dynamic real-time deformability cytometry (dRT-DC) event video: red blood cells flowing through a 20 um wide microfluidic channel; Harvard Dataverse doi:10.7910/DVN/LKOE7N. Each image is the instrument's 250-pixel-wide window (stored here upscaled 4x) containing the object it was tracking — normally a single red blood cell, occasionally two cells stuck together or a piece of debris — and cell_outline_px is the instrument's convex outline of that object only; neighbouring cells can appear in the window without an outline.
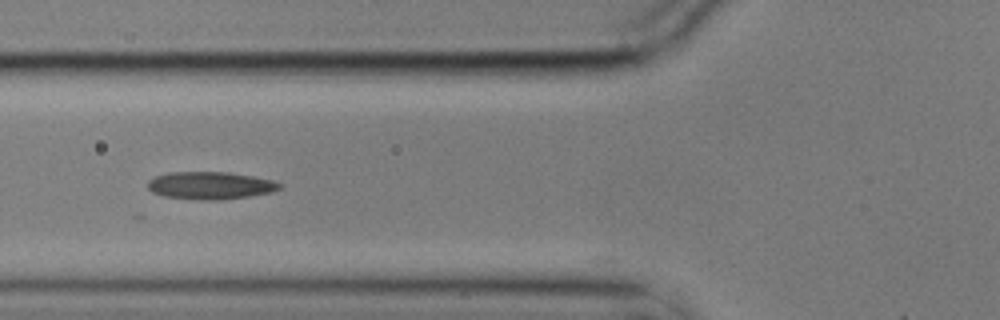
{"species": "common noctule bat (a hibernating species)", "species_latin": "Nyctalus noctula", "temperature_condition": "cold", "stored_images_in_passage": 8, "camera_frame_rate_fps": 3000, "um_per_image_px": 0.085, "animal": {"sex": "male", "body_mass_g": 17.9}, "frame": {"image": 1, "passage_image": 5, "time_ms": 1.333, "image_size_px": [1000, 320], "cell_outline_px": [[284, 184], [280, 188], [272, 192], [248, 196], [220, 200], [200, 200], [164, 196], [152, 192], [148, 188], [148, 180], [156, 176], [168, 172], [228, 172], [252, 176], [272, 180]], "centroid_in_image_um": [17.88, 15.76], "position_along_channel_um": 107.9, "area_um2": 21.15}}
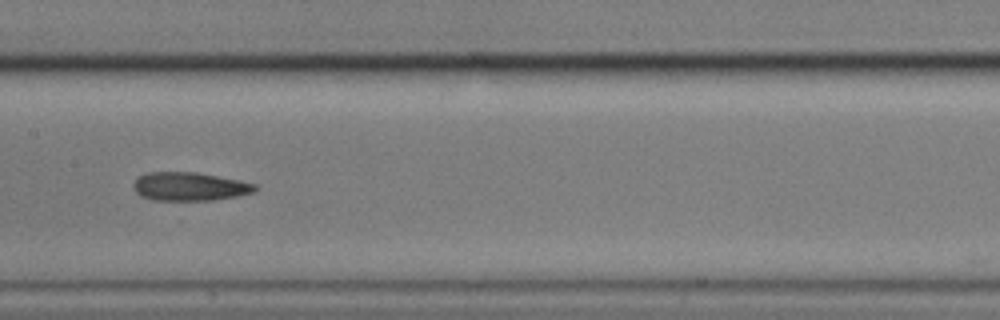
{"frame": {"image": 2, "passage_image": 7, "time_ms": 2.0, "image_size_px": [1000, 320], "cell_outline_px": [[256, 188], [252, 192], [236, 196], [212, 200], [152, 200], [140, 196], [132, 188], [132, 184], [140, 176], [148, 172], [196, 172], [240, 180], [256, 184]], "centroid_in_image_um": [16.07, 15.85], "position_along_channel_um": 191.3, "area_um2": 20.11}}
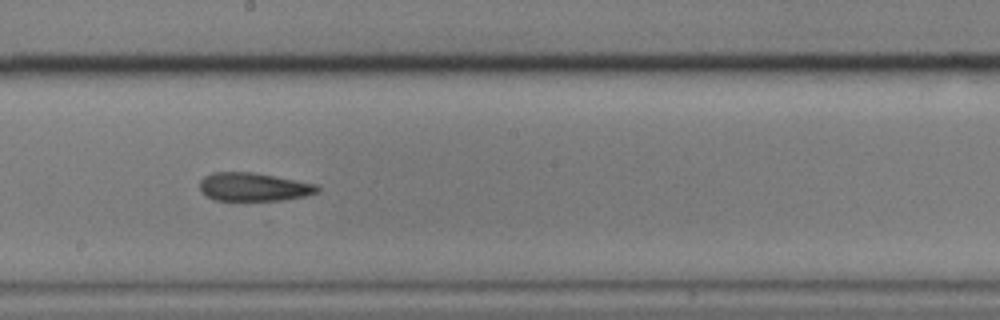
{"frame": {"image": 3, "passage_image": 8, "time_ms": 2.333, "image_size_px": [1000, 320], "cell_outline_px": [[320, 188], [316, 192], [304, 196], [268, 204], [212, 200], [200, 192], [200, 180], [204, 176], [212, 172], [252, 172], [320, 184]], "centroid_in_image_um": [21.56, 15.95], "position_along_channel_um": 226.6, "area_um2": 20.69}}